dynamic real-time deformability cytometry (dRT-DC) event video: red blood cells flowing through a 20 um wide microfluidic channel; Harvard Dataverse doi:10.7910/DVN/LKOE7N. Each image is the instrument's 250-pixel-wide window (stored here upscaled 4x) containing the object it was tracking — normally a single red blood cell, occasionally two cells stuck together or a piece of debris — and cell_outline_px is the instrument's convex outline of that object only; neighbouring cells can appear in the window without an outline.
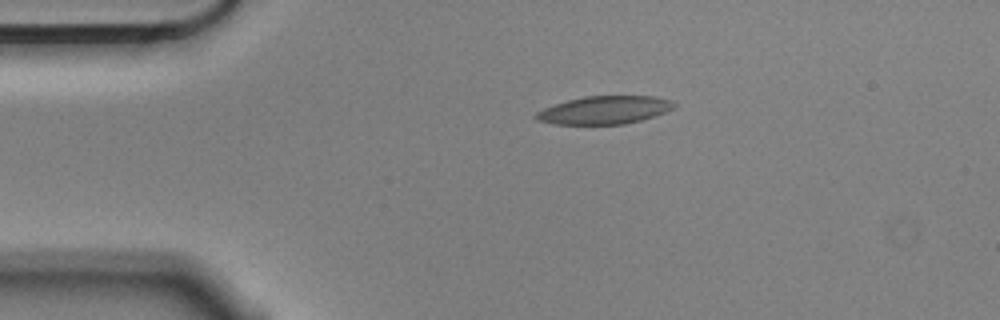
{"species": "Egyptian fruit bat (a non-hibernating species)", "species_latin": "Rousettus aegyptiacus", "temperature_condition": "cold", "stored_images_in_passage": 2, "camera_frame_rate_fps": 3000, "um_per_image_px": 0.085, "animal": {"sex": "male"}, "frame": {"image": 1, "passage_image": 2, "time_ms": 0.333, "image_size_px": [1000, 320], "cell_outline_px": [[676, 104], [672, 108], [656, 116], [624, 124], [552, 124], [536, 120], [532, 116], [536, 112], [544, 108], [568, 100], [584, 96], [652, 96], [672, 100]], "centroid_in_image_um": [51.35, 9.36], "position_along_channel_um": 33.7, "area_um2": 22.48}}